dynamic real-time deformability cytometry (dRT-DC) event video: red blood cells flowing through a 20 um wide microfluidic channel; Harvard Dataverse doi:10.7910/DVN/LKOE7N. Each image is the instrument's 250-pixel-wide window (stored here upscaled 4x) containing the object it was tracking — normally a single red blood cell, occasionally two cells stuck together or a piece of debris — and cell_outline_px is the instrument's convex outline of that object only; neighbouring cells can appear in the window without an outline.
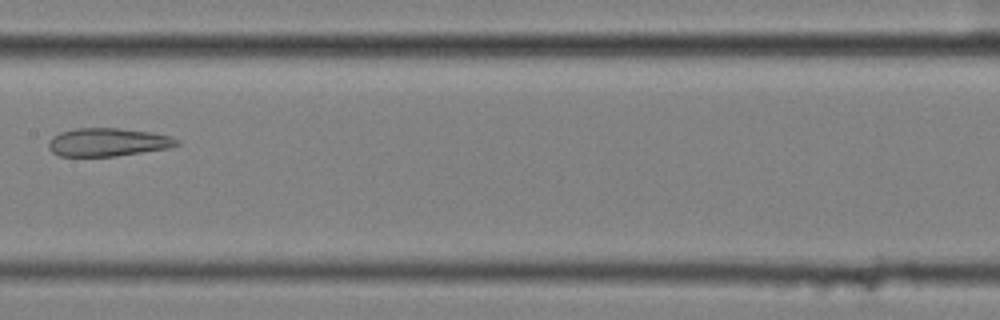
{"species": "common noctule bat (a hibernating species)", "species_latin": "Nyctalus noctula", "temperature_condition": "cold", "stored_images_in_passage": 9, "camera_frame_rate_fps": 3000, "um_per_image_px": 0.085, "animal": {"sex": "female", "body_mass_g": 25.1}, "frame": {"image": 1, "passage_image": 9, "time_ms": 2.667, "image_size_px": [1000, 320], "cell_outline_px": [[180, 144], [168, 148], [116, 156], [60, 156], [52, 152], [48, 148], [48, 140], [52, 136], [60, 132], [76, 128], [120, 128], [152, 132], [172, 136], [180, 140]], "centroid_in_image_um": [9.17, 12.08], "position_along_channel_um": 198.2, "area_um2": 21.27}}